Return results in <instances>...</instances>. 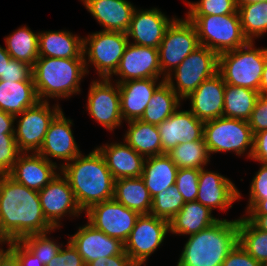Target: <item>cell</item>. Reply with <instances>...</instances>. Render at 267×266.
I'll list each match as a JSON object with an SVG mask.
<instances>
[{"instance_id": "ba28073f", "label": "cell", "mask_w": 267, "mask_h": 266, "mask_svg": "<svg viewBox=\"0 0 267 266\" xmlns=\"http://www.w3.org/2000/svg\"><path fill=\"white\" fill-rule=\"evenodd\" d=\"M128 43L127 34L123 32L100 30L84 37L83 56L87 74L92 65L99 78L112 79Z\"/></svg>"}, {"instance_id": "ab89813d", "label": "cell", "mask_w": 267, "mask_h": 266, "mask_svg": "<svg viewBox=\"0 0 267 266\" xmlns=\"http://www.w3.org/2000/svg\"><path fill=\"white\" fill-rule=\"evenodd\" d=\"M50 232L30 234L23 237L20 241L40 260L44 266H46L53 257L57 256L61 247H64L62 243H58L57 240L51 239ZM57 241V242H56Z\"/></svg>"}, {"instance_id": "bcb514c9", "label": "cell", "mask_w": 267, "mask_h": 266, "mask_svg": "<svg viewBox=\"0 0 267 266\" xmlns=\"http://www.w3.org/2000/svg\"><path fill=\"white\" fill-rule=\"evenodd\" d=\"M253 135L267 129V95H260L248 120Z\"/></svg>"}, {"instance_id": "4316f807", "label": "cell", "mask_w": 267, "mask_h": 266, "mask_svg": "<svg viewBox=\"0 0 267 266\" xmlns=\"http://www.w3.org/2000/svg\"><path fill=\"white\" fill-rule=\"evenodd\" d=\"M39 33V57L84 59L83 37L68 30L42 31Z\"/></svg>"}, {"instance_id": "f5cc1de1", "label": "cell", "mask_w": 267, "mask_h": 266, "mask_svg": "<svg viewBox=\"0 0 267 266\" xmlns=\"http://www.w3.org/2000/svg\"><path fill=\"white\" fill-rule=\"evenodd\" d=\"M15 116L0 110V135H14Z\"/></svg>"}, {"instance_id": "816d5d0a", "label": "cell", "mask_w": 267, "mask_h": 266, "mask_svg": "<svg viewBox=\"0 0 267 266\" xmlns=\"http://www.w3.org/2000/svg\"><path fill=\"white\" fill-rule=\"evenodd\" d=\"M87 266H137L130 257L125 253L115 255L109 258H99L89 263Z\"/></svg>"}, {"instance_id": "4dcf8cb0", "label": "cell", "mask_w": 267, "mask_h": 266, "mask_svg": "<svg viewBox=\"0 0 267 266\" xmlns=\"http://www.w3.org/2000/svg\"><path fill=\"white\" fill-rule=\"evenodd\" d=\"M128 129L124 141L145 158L163 154L161 137L157 125L140 119L126 122Z\"/></svg>"}, {"instance_id": "52a82bcc", "label": "cell", "mask_w": 267, "mask_h": 266, "mask_svg": "<svg viewBox=\"0 0 267 266\" xmlns=\"http://www.w3.org/2000/svg\"><path fill=\"white\" fill-rule=\"evenodd\" d=\"M203 137L210 158L211 154L219 152H235L237 156L247 154L246 157L251 158L254 135L246 120L222 116L204 122Z\"/></svg>"}, {"instance_id": "680465c9", "label": "cell", "mask_w": 267, "mask_h": 266, "mask_svg": "<svg viewBox=\"0 0 267 266\" xmlns=\"http://www.w3.org/2000/svg\"><path fill=\"white\" fill-rule=\"evenodd\" d=\"M259 94L267 95V55L265 59V64L262 72V78L259 85Z\"/></svg>"}, {"instance_id": "b9f144b4", "label": "cell", "mask_w": 267, "mask_h": 266, "mask_svg": "<svg viewBox=\"0 0 267 266\" xmlns=\"http://www.w3.org/2000/svg\"><path fill=\"white\" fill-rule=\"evenodd\" d=\"M200 169L181 168L176 174L175 186L183 196L184 202L196 201Z\"/></svg>"}, {"instance_id": "6f0895ef", "label": "cell", "mask_w": 267, "mask_h": 266, "mask_svg": "<svg viewBox=\"0 0 267 266\" xmlns=\"http://www.w3.org/2000/svg\"><path fill=\"white\" fill-rule=\"evenodd\" d=\"M11 59L12 58L6 51V48L0 45V77L4 76V70L6 68V65H8Z\"/></svg>"}, {"instance_id": "4fadbf2b", "label": "cell", "mask_w": 267, "mask_h": 266, "mask_svg": "<svg viewBox=\"0 0 267 266\" xmlns=\"http://www.w3.org/2000/svg\"><path fill=\"white\" fill-rule=\"evenodd\" d=\"M87 96L86 111L104 129L114 131L123 124L119 86L113 78L92 80Z\"/></svg>"}, {"instance_id": "db71d44e", "label": "cell", "mask_w": 267, "mask_h": 266, "mask_svg": "<svg viewBox=\"0 0 267 266\" xmlns=\"http://www.w3.org/2000/svg\"><path fill=\"white\" fill-rule=\"evenodd\" d=\"M245 215H267V199L248 200Z\"/></svg>"}, {"instance_id": "8d00e7d4", "label": "cell", "mask_w": 267, "mask_h": 266, "mask_svg": "<svg viewBox=\"0 0 267 266\" xmlns=\"http://www.w3.org/2000/svg\"><path fill=\"white\" fill-rule=\"evenodd\" d=\"M238 243L255 260H267V232L256 228L244 216L238 218Z\"/></svg>"}, {"instance_id": "7dc6e473", "label": "cell", "mask_w": 267, "mask_h": 266, "mask_svg": "<svg viewBox=\"0 0 267 266\" xmlns=\"http://www.w3.org/2000/svg\"><path fill=\"white\" fill-rule=\"evenodd\" d=\"M249 190L248 200L267 199V165L261 164L252 179Z\"/></svg>"}, {"instance_id": "9f6ffc18", "label": "cell", "mask_w": 267, "mask_h": 266, "mask_svg": "<svg viewBox=\"0 0 267 266\" xmlns=\"http://www.w3.org/2000/svg\"><path fill=\"white\" fill-rule=\"evenodd\" d=\"M256 228L267 232V215H243Z\"/></svg>"}, {"instance_id": "836d02e7", "label": "cell", "mask_w": 267, "mask_h": 266, "mask_svg": "<svg viewBox=\"0 0 267 266\" xmlns=\"http://www.w3.org/2000/svg\"><path fill=\"white\" fill-rule=\"evenodd\" d=\"M6 51L12 59L23 61L31 66L39 57V33L28 26H22L5 37Z\"/></svg>"}, {"instance_id": "484cf974", "label": "cell", "mask_w": 267, "mask_h": 266, "mask_svg": "<svg viewBox=\"0 0 267 266\" xmlns=\"http://www.w3.org/2000/svg\"><path fill=\"white\" fill-rule=\"evenodd\" d=\"M102 153L114 179L141 177L145 157L137 153L124 140L97 147Z\"/></svg>"}, {"instance_id": "f35d334b", "label": "cell", "mask_w": 267, "mask_h": 266, "mask_svg": "<svg viewBox=\"0 0 267 266\" xmlns=\"http://www.w3.org/2000/svg\"><path fill=\"white\" fill-rule=\"evenodd\" d=\"M184 204L183 196L174 185L152 198L150 214L170 222Z\"/></svg>"}, {"instance_id": "e0dca14e", "label": "cell", "mask_w": 267, "mask_h": 266, "mask_svg": "<svg viewBox=\"0 0 267 266\" xmlns=\"http://www.w3.org/2000/svg\"><path fill=\"white\" fill-rule=\"evenodd\" d=\"M73 120L67 119L64 112L61 110L50 122L48 130L45 134L44 142L37 152L48 161L53 162L51 159H60L66 161L58 164L61 168L63 165L72 161L76 156L80 155L79 145L75 141L72 130Z\"/></svg>"}, {"instance_id": "d4e9b609", "label": "cell", "mask_w": 267, "mask_h": 266, "mask_svg": "<svg viewBox=\"0 0 267 266\" xmlns=\"http://www.w3.org/2000/svg\"><path fill=\"white\" fill-rule=\"evenodd\" d=\"M103 27L102 31L126 33L136 7L129 0H80Z\"/></svg>"}, {"instance_id": "f1b7e54d", "label": "cell", "mask_w": 267, "mask_h": 266, "mask_svg": "<svg viewBox=\"0 0 267 266\" xmlns=\"http://www.w3.org/2000/svg\"><path fill=\"white\" fill-rule=\"evenodd\" d=\"M177 171L166 153L145 158L141 178L152 198L175 185Z\"/></svg>"}, {"instance_id": "cb8c5ba5", "label": "cell", "mask_w": 267, "mask_h": 266, "mask_svg": "<svg viewBox=\"0 0 267 266\" xmlns=\"http://www.w3.org/2000/svg\"><path fill=\"white\" fill-rule=\"evenodd\" d=\"M164 81L160 78H146L118 83L123 121L140 119L153 93Z\"/></svg>"}, {"instance_id": "9a60e30c", "label": "cell", "mask_w": 267, "mask_h": 266, "mask_svg": "<svg viewBox=\"0 0 267 266\" xmlns=\"http://www.w3.org/2000/svg\"><path fill=\"white\" fill-rule=\"evenodd\" d=\"M38 194L46 220L56 229L61 228V219L64 216L78 218L83 213L68 180L61 172L38 191Z\"/></svg>"}, {"instance_id": "6da1fadb", "label": "cell", "mask_w": 267, "mask_h": 266, "mask_svg": "<svg viewBox=\"0 0 267 266\" xmlns=\"http://www.w3.org/2000/svg\"><path fill=\"white\" fill-rule=\"evenodd\" d=\"M55 230L43 214L38 191L0 175V242Z\"/></svg>"}, {"instance_id": "7c38bea8", "label": "cell", "mask_w": 267, "mask_h": 266, "mask_svg": "<svg viewBox=\"0 0 267 266\" xmlns=\"http://www.w3.org/2000/svg\"><path fill=\"white\" fill-rule=\"evenodd\" d=\"M169 232V221L141 214L124 242L125 253L137 266H146L148 258L161 246Z\"/></svg>"}, {"instance_id": "277c9868", "label": "cell", "mask_w": 267, "mask_h": 266, "mask_svg": "<svg viewBox=\"0 0 267 266\" xmlns=\"http://www.w3.org/2000/svg\"><path fill=\"white\" fill-rule=\"evenodd\" d=\"M32 77L39 101L70 98L81 93L80 84L87 74L84 59L38 57Z\"/></svg>"}, {"instance_id": "7402d4cb", "label": "cell", "mask_w": 267, "mask_h": 266, "mask_svg": "<svg viewBox=\"0 0 267 266\" xmlns=\"http://www.w3.org/2000/svg\"><path fill=\"white\" fill-rule=\"evenodd\" d=\"M225 82L217 72L202 82L185 99L190 101V112L202 122L223 116Z\"/></svg>"}, {"instance_id": "9c48e42d", "label": "cell", "mask_w": 267, "mask_h": 266, "mask_svg": "<svg viewBox=\"0 0 267 266\" xmlns=\"http://www.w3.org/2000/svg\"><path fill=\"white\" fill-rule=\"evenodd\" d=\"M218 58L213 50L200 45L166 76L165 81L183 101L218 72Z\"/></svg>"}, {"instance_id": "5bb4252c", "label": "cell", "mask_w": 267, "mask_h": 266, "mask_svg": "<svg viewBox=\"0 0 267 266\" xmlns=\"http://www.w3.org/2000/svg\"><path fill=\"white\" fill-rule=\"evenodd\" d=\"M88 223L109 237L128 239L140 214L131 210L114 198L96 203L85 211Z\"/></svg>"}, {"instance_id": "f907efd6", "label": "cell", "mask_w": 267, "mask_h": 266, "mask_svg": "<svg viewBox=\"0 0 267 266\" xmlns=\"http://www.w3.org/2000/svg\"><path fill=\"white\" fill-rule=\"evenodd\" d=\"M251 160L267 165V129L254 134Z\"/></svg>"}, {"instance_id": "d6a6232c", "label": "cell", "mask_w": 267, "mask_h": 266, "mask_svg": "<svg viewBox=\"0 0 267 266\" xmlns=\"http://www.w3.org/2000/svg\"><path fill=\"white\" fill-rule=\"evenodd\" d=\"M181 102L178 95L164 81L153 93L140 120L154 125L161 124L181 106Z\"/></svg>"}, {"instance_id": "3957f363", "label": "cell", "mask_w": 267, "mask_h": 266, "mask_svg": "<svg viewBox=\"0 0 267 266\" xmlns=\"http://www.w3.org/2000/svg\"><path fill=\"white\" fill-rule=\"evenodd\" d=\"M238 243V219H219L213 225L190 235L176 266H222Z\"/></svg>"}, {"instance_id": "74e56055", "label": "cell", "mask_w": 267, "mask_h": 266, "mask_svg": "<svg viewBox=\"0 0 267 266\" xmlns=\"http://www.w3.org/2000/svg\"><path fill=\"white\" fill-rule=\"evenodd\" d=\"M241 27L248 41L267 33V1L237 6Z\"/></svg>"}, {"instance_id": "f6af8a7d", "label": "cell", "mask_w": 267, "mask_h": 266, "mask_svg": "<svg viewBox=\"0 0 267 266\" xmlns=\"http://www.w3.org/2000/svg\"><path fill=\"white\" fill-rule=\"evenodd\" d=\"M46 266H86L77 249L70 241Z\"/></svg>"}, {"instance_id": "1f68e13d", "label": "cell", "mask_w": 267, "mask_h": 266, "mask_svg": "<svg viewBox=\"0 0 267 266\" xmlns=\"http://www.w3.org/2000/svg\"><path fill=\"white\" fill-rule=\"evenodd\" d=\"M117 202L141 214H150L152 197L141 177L115 180L114 197Z\"/></svg>"}, {"instance_id": "30bf717a", "label": "cell", "mask_w": 267, "mask_h": 266, "mask_svg": "<svg viewBox=\"0 0 267 266\" xmlns=\"http://www.w3.org/2000/svg\"><path fill=\"white\" fill-rule=\"evenodd\" d=\"M61 110L58 102L51 108L50 101H38L18 114L19 119L15 116L17 127L14 128V137L22 153L39 151L50 122Z\"/></svg>"}, {"instance_id": "d590c367", "label": "cell", "mask_w": 267, "mask_h": 266, "mask_svg": "<svg viewBox=\"0 0 267 266\" xmlns=\"http://www.w3.org/2000/svg\"><path fill=\"white\" fill-rule=\"evenodd\" d=\"M181 168H206L210 162V156L206 148L204 137L192 142L184 141L166 153Z\"/></svg>"}, {"instance_id": "44dd1931", "label": "cell", "mask_w": 267, "mask_h": 266, "mask_svg": "<svg viewBox=\"0 0 267 266\" xmlns=\"http://www.w3.org/2000/svg\"><path fill=\"white\" fill-rule=\"evenodd\" d=\"M157 127L163 154L184 141L201 140L204 136V122L196 118L189 110H180V107Z\"/></svg>"}, {"instance_id": "681fc988", "label": "cell", "mask_w": 267, "mask_h": 266, "mask_svg": "<svg viewBox=\"0 0 267 266\" xmlns=\"http://www.w3.org/2000/svg\"><path fill=\"white\" fill-rule=\"evenodd\" d=\"M222 266H262L239 243L229 252Z\"/></svg>"}, {"instance_id": "ee69618b", "label": "cell", "mask_w": 267, "mask_h": 266, "mask_svg": "<svg viewBox=\"0 0 267 266\" xmlns=\"http://www.w3.org/2000/svg\"><path fill=\"white\" fill-rule=\"evenodd\" d=\"M32 66L26 62L11 59L6 65L4 76L0 77L2 81L20 82L33 80Z\"/></svg>"}, {"instance_id": "91938a15", "label": "cell", "mask_w": 267, "mask_h": 266, "mask_svg": "<svg viewBox=\"0 0 267 266\" xmlns=\"http://www.w3.org/2000/svg\"><path fill=\"white\" fill-rule=\"evenodd\" d=\"M264 1H267V0H236V5L242 6L245 4H252V3L264 2Z\"/></svg>"}, {"instance_id": "d6986e66", "label": "cell", "mask_w": 267, "mask_h": 266, "mask_svg": "<svg viewBox=\"0 0 267 266\" xmlns=\"http://www.w3.org/2000/svg\"><path fill=\"white\" fill-rule=\"evenodd\" d=\"M68 240L77 249L86 266L96 259L121 255L125 251L124 243L120 239L109 237L88 222L79 226Z\"/></svg>"}, {"instance_id": "c3c4849f", "label": "cell", "mask_w": 267, "mask_h": 266, "mask_svg": "<svg viewBox=\"0 0 267 266\" xmlns=\"http://www.w3.org/2000/svg\"><path fill=\"white\" fill-rule=\"evenodd\" d=\"M6 244L16 255L19 266H44L20 240L9 241Z\"/></svg>"}, {"instance_id": "8992f818", "label": "cell", "mask_w": 267, "mask_h": 266, "mask_svg": "<svg viewBox=\"0 0 267 266\" xmlns=\"http://www.w3.org/2000/svg\"><path fill=\"white\" fill-rule=\"evenodd\" d=\"M197 31L201 46L213 50L218 55L244 46L248 39L244 36L238 10L226 15H186Z\"/></svg>"}, {"instance_id": "7a4b0ae2", "label": "cell", "mask_w": 267, "mask_h": 266, "mask_svg": "<svg viewBox=\"0 0 267 266\" xmlns=\"http://www.w3.org/2000/svg\"><path fill=\"white\" fill-rule=\"evenodd\" d=\"M83 212L92 205L113 199L115 179L96 147L87 155L76 156L60 168Z\"/></svg>"}, {"instance_id": "7bdbcfd3", "label": "cell", "mask_w": 267, "mask_h": 266, "mask_svg": "<svg viewBox=\"0 0 267 266\" xmlns=\"http://www.w3.org/2000/svg\"><path fill=\"white\" fill-rule=\"evenodd\" d=\"M22 152L14 135H0V175H8Z\"/></svg>"}, {"instance_id": "e575fe53", "label": "cell", "mask_w": 267, "mask_h": 266, "mask_svg": "<svg viewBox=\"0 0 267 266\" xmlns=\"http://www.w3.org/2000/svg\"><path fill=\"white\" fill-rule=\"evenodd\" d=\"M259 96L258 91L226 84L223 117L248 121Z\"/></svg>"}, {"instance_id": "8fae6325", "label": "cell", "mask_w": 267, "mask_h": 266, "mask_svg": "<svg viewBox=\"0 0 267 266\" xmlns=\"http://www.w3.org/2000/svg\"><path fill=\"white\" fill-rule=\"evenodd\" d=\"M199 46L197 31L193 23L187 17L184 19L176 17L166 29L158 47L162 74L165 77L168 76Z\"/></svg>"}, {"instance_id": "ac0fdd59", "label": "cell", "mask_w": 267, "mask_h": 266, "mask_svg": "<svg viewBox=\"0 0 267 266\" xmlns=\"http://www.w3.org/2000/svg\"><path fill=\"white\" fill-rule=\"evenodd\" d=\"M241 192L228 178L218 172L201 168L199 171L198 194L196 201L211 211L219 209L227 211L236 200H240Z\"/></svg>"}, {"instance_id": "94428289", "label": "cell", "mask_w": 267, "mask_h": 266, "mask_svg": "<svg viewBox=\"0 0 267 266\" xmlns=\"http://www.w3.org/2000/svg\"><path fill=\"white\" fill-rule=\"evenodd\" d=\"M262 266H267V260L262 264Z\"/></svg>"}, {"instance_id": "2e32d148", "label": "cell", "mask_w": 267, "mask_h": 266, "mask_svg": "<svg viewBox=\"0 0 267 266\" xmlns=\"http://www.w3.org/2000/svg\"><path fill=\"white\" fill-rule=\"evenodd\" d=\"M113 75L120 78L114 80L117 83L146 78H166L161 72L158 49L131 43L127 44Z\"/></svg>"}, {"instance_id": "83f0119b", "label": "cell", "mask_w": 267, "mask_h": 266, "mask_svg": "<svg viewBox=\"0 0 267 266\" xmlns=\"http://www.w3.org/2000/svg\"><path fill=\"white\" fill-rule=\"evenodd\" d=\"M212 212L198 201L186 202L170 220V233L179 236L196 234L219 220L212 215Z\"/></svg>"}, {"instance_id": "603a6c76", "label": "cell", "mask_w": 267, "mask_h": 266, "mask_svg": "<svg viewBox=\"0 0 267 266\" xmlns=\"http://www.w3.org/2000/svg\"><path fill=\"white\" fill-rule=\"evenodd\" d=\"M59 172L58 165L48 161L37 152H33L21 153L8 175L27 188L40 191Z\"/></svg>"}, {"instance_id": "60d3db41", "label": "cell", "mask_w": 267, "mask_h": 266, "mask_svg": "<svg viewBox=\"0 0 267 266\" xmlns=\"http://www.w3.org/2000/svg\"><path fill=\"white\" fill-rule=\"evenodd\" d=\"M189 11L186 15H226L234 14L238 8L236 0H199L187 2Z\"/></svg>"}, {"instance_id": "5b68a950", "label": "cell", "mask_w": 267, "mask_h": 266, "mask_svg": "<svg viewBox=\"0 0 267 266\" xmlns=\"http://www.w3.org/2000/svg\"><path fill=\"white\" fill-rule=\"evenodd\" d=\"M254 45L255 41H248L244 46L219 54L218 73L225 84L259 92L267 47Z\"/></svg>"}, {"instance_id": "f546056e", "label": "cell", "mask_w": 267, "mask_h": 266, "mask_svg": "<svg viewBox=\"0 0 267 266\" xmlns=\"http://www.w3.org/2000/svg\"><path fill=\"white\" fill-rule=\"evenodd\" d=\"M39 101L33 80H0V110L17 116Z\"/></svg>"}, {"instance_id": "ffe728a7", "label": "cell", "mask_w": 267, "mask_h": 266, "mask_svg": "<svg viewBox=\"0 0 267 266\" xmlns=\"http://www.w3.org/2000/svg\"><path fill=\"white\" fill-rule=\"evenodd\" d=\"M176 18H169L157 7L152 9L136 8L126 32L129 43L157 48L163 40L168 26ZM133 39V42L130 41Z\"/></svg>"}, {"instance_id": "11a10c76", "label": "cell", "mask_w": 267, "mask_h": 266, "mask_svg": "<svg viewBox=\"0 0 267 266\" xmlns=\"http://www.w3.org/2000/svg\"><path fill=\"white\" fill-rule=\"evenodd\" d=\"M3 244L6 242H0V266H19L16 255L9 248L4 250Z\"/></svg>"}]
</instances>
